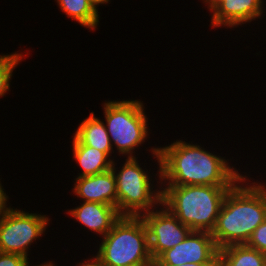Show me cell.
<instances>
[{
	"mask_svg": "<svg viewBox=\"0 0 266 266\" xmlns=\"http://www.w3.org/2000/svg\"><path fill=\"white\" fill-rule=\"evenodd\" d=\"M73 137L81 144L103 151L108 156L111 153L113 145L111 144L112 141H110L105 124L100 119L94 117L92 112L87 119L82 121Z\"/></svg>",
	"mask_w": 266,
	"mask_h": 266,
	"instance_id": "cell-13",
	"label": "cell"
},
{
	"mask_svg": "<svg viewBox=\"0 0 266 266\" xmlns=\"http://www.w3.org/2000/svg\"><path fill=\"white\" fill-rule=\"evenodd\" d=\"M89 262L81 263L82 265L79 264V266H104L96 257L94 260H88Z\"/></svg>",
	"mask_w": 266,
	"mask_h": 266,
	"instance_id": "cell-22",
	"label": "cell"
},
{
	"mask_svg": "<svg viewBox=\"0 0 266 266\" xmlns=\"http://www.w3.org/2000/svg\"><path fill=\"white\" fill-rule=\"evenodd\" d=\"M153 266H218V263H203V264H198V263H187L184 265H153Z\"/></svg>",
	"mask_w": 266,
	"mask_h": 266,
	"instance_id": "cell-21",
	"label": "cell"
},
{
	"mask_svg": "<svg viewBox=\"0 0 266 266\" xmlns=\"http://www.w3.org/2000/svg\"><path fill=\"white\" fill-rule=\"evenodd\" d=\"M232 186L184 185L161 190V204L192 231L212 232Z\"/></svg>",
	"mask_w": 266,
	"mask_h": 266,
	"instance_id": "cell-3",
	"label": "cell"
},
{
	"mask_svg": "<svg viewBox=\"0 0 266 266\" xmlns=\"http://www.w3.org/2000/svg\"><path fill=\"white\" fill-rule=\"evenodd\" d=\"M218 252L210 232L191 231L181 243L163 252L153 265L218 263Z\"/></svg>",
	"mask_w": 266,
	"mask_h": 266,
	"instance_id": "cell-9",
	"label": "cell"
},
{
	"mask_svg": "<svg viewBox=\"0 0 266 266\" xmlns=\"http://www.w3.org/2000/svg\"><path fill=\"white\" fill-rule=\"evenodd\" d=\"M49 218L10 209L0 217V252L27 258L28 245L46 230Z\"/></svg>",
	"mask_w": 266,
	"mask_h": 266,
	"instance_id": "cell-7",
	"label": "cell"
},
{
	"mask_svg": "<svg viewBox=\"0 0 266 266\" xmlns=\"http://www.w3.org/2000/svg\"><path fill=\"white\" fill-rule=\"evenodd\" d=\"M264 188L261 184L241 187L236 183L230 188L211 232L219 250L246 244L254 230L266 220Z\"/></svg>",
	"mask_w": 266,
	"mask_h": 266,
	"instance_id": "cell-2",
	"label": "cell"
},
{
	"mask_svg": "<svg viewBox=\"0 0 266 266\" xmlns=\"http://www.w3.org/2000/svg\"><path fill=\"white\" fill-rule=\"evenodd\" d=\"M7 195L4 193L0 184V217L6 214L11 208L6 207Z\"/></svg>",
	"mask_w": 266,
	"mask_h": 266,
	"instance_id": "cell-20",
	"label": "cell"
},
{
	"mask_svg": "<svg viewBox=\"0 0 266 266\" xmlns=\"http://www.w3.org/2000/svg\"><path fill=\"white\" fill-rule=\"evenodd\" d=\"M218 266H266V254L246 244L229 245L219 250Z\"/></svg>",
	"mask_w": 266,
	"mask_h": 266,
	"instance_id": "cell-15",
	"label": "cell"
},
{
	"mask_svg": "<svg viewBox=\"0 0 266 266\" xmlns=\"http://www.w3.org/2000/svg\"><path fill=\"white\" fill-rule=\"evenodd\" d=\"M109 0H90V2L92 4H94L95 6L99 5V4H104V3H108Z\"/></svg>",
	"mask_w": 266,
	"mask_h": 266,
	"instance_id": "cell-24",
	"label": "cell"
},
{
	"mask_svg": "<svg viewBox=\"0 0 266 266\" xmlns=\"http://www.w3.org/2000/svg\"><path fill=\"white\" fill-rule=\"evenodd\" d=\"M262 0H223L214 10L211 25L236 26L261 16Z\"/></svg>",
	"mask_w": 266,
	"mask_h": 266,
	"instance_id": "cell-11",
	"label": "cell"
},
{
	"mask_svg": "<svg viewBox=\"0 0 266 266\" xmlns=\"http://www.w3.org/2000/svg\"><path fill=\"white\" fill-rule=\"evenodd\" d=\"M73 151L74 158L83 169V173L78 177L99 174L112 168L113 162L107 158L109 156L105 152L83 145L75 137Z\"/></svg>",
	"mask_w": 266,
	"mask_h": 266,
	"instance_id": "cell-14",
	"label": "cell"
},
{
	"mask_svg": "<svg viewBox=\"0 0 266 266\" xmlns=\"http://www.w3.org/2000/svg\"><path fill=\"white\" fill-rule=\"evenodd\" d=\"M74 193L86 202H97L117 208L116 179L112 169L76 179Z\"/></svg>",
	"mask_w": 266,
	"mask_h": 266,
	"instance_id": "cell-10",
	"label": "cell"
},
{
	"mask_svg": "<svg viewBox=\"0 0 266 266\" xmlns=\"http://www.w3.org/2000/svg\"><path fill=\"white\" fill-rule=\"evenodd\" d=\"M223 0H205V2L209 3V9L214 10Z\"/></svg>",
	"mask_w": 266,
	"mask_h": 266,
	"instance_id": "cell-23",
	"label": "cell"
},
{
	"mask_svg": "<svg viewBox=\"0 0 266 266\" xmlns=\"http://www.w3.org/2000/svg\"><path fill=\"white\" fill-rule=\"evenodd\" d=\"M140 215L147 231L150 254L155 261L163 252L181 243L192 231L187 225L182 224L168 209L153 210Z\"/></svg>",
	"mask_w": 266,
	"mask_h": 266,
	"instance_id": "cell-8",
	"label": "cell"
},
{
	"mask_svg": "<svg viewBox=\"0 0 266 266\" xmlns=\"http://www.w3.org/2000/svg\"><path fill=\"white\" fill-rule=\"evenodd\" d=\"M96 258L104 266H153L141 216H121L103 237Z\"/></svg>",
	"mask_w": 266,
	"mask_h": 266,
	"instance_id": "cell-4",
	"label": "cell"
},
{
	"mask_svg": "<svg viewBox=\"0 0 266 266\" xmlns=\"http://www.w3.org/2000/svg\"><path fill=\"white\" fill-rule=\"evenodd\" d=\"M20 60H22V55L17 53L0 56V96H4L5 92L8 91L13 69Z\"/></svg>",
	"mask_w": 266,
	"mask_h": 266,
	"instance_id": "cell-17",
	"label": "cell"
},
{
	"mask_svg": "<svg viewBox=\"0 0 266 266\" xmlns=\"http://www.w3.org/2000/svg\"><path fill=\"white\" fill-rule=\"evenodd\" d=\"M246 245L266 254V220L254 230Z\"/></svg>",
	"mask_w": 266,
	"mask_h": 266,
	"instance_id": "cell-18",
	"label": "cell"
},
{
	"mask_svg": "<svg viewBox=\"0 0 266 266\" xmlns=\"http://www.w3.org/2000/svg\"><path fill=\"white\" fill-rule=\"evenodd\" d=\"M27 266H28V265H27ZM37 266H39V265H37ZM40 266H54V265H53L52 263L49 262V264H48V263H47V264H43V265L41 264Z\"/></svg>",
	"mask_w": 266,
	"mask_h": 266,
	"instance_id": "cell-25",
	"label": "cell"
},
{
	"mask_svg": "<svg viewBox=\"0 0 266 266\" xmlns=\"http://www.w3.org/2000/svg\"><path fill=\"white\" fill-rule=\"evenodd\" d=\"M143 104L134 101H110L104 105L106 130L120 154H130L147 137V120Z\"/></svg>",
	"mask_w": 266,
	"mask_h": 266,
	"instance_id": "cell-5",
	"label": "cell"
},
{
	"mask_svg": "<svg viewBox=\"0 0 266 266\" xmlns=\"http://www.w3.org/2000/svg\"><path fill=\"white\" fill-rule=\"evenodd\" d=\"M201 148L180 140L152 149L159 162V177L170 180L169 186H233L246 179L229 167L225 159Z\"/></svg>",
	"mask_w": 266,
	"mask_h": 266,
	"instance_id": "cell-1",
	"label": "cell"
},
{
	"mask_svg": "<svg viewBox=\"0 0 266 266\" xmlns=\"http://www.w3.org/2000/svg\"><path fill=\"white\" fill-rule=\"evenodd\" d=\"M68 213L90 230L103 236L112 229L113 224L121 217L114 206L86 201L81 206L69 210Z\"/></svg>",
	"mask_w": 266,
	"mask_h": 266,
	"instance_id": "cell-12",
	"label": "cell"
},
{
	"mask_svg": "<svg viewBox=\"0 0 266 266\" xmlns=\"http://www.w3.org/2000/svg\"><path fill=\"white\" fill-rule=\"evenodd\" d=\"M62 11L82 26L95 29L98 20L97 7L90 0H57Z\"/></svg>",
	"mask_w": 266,
	"mask_h": 266,
	"instance_id": "cell-16",
	"label": "cell"
},
{
	"mask_svg": "<svg viewBox=\"0 0 266 266\" xmlns=\"http://www.w3.org/2000/svg\"><path fill=\"white\" fill-rule=\"evenodd\" d=\"M27 259L29 258L19 254L0 252V266H27L29 265Z\"/></svg>",
	"mask_w": 266,
	"mask_h": 266,
	"instance_id": "cell-19",
	"label": "cell"
},
{
	"mask_svg": "<svg viewBox=\"0 0 266 266\" xmlns=\"http://www.w3.org/2000/svg\"><path fill=\"white\" fill-rule=\"evenodd\" d=\"M113 165L115 164L112 163L111 169L116 179L117 211L121 216H140L141 210L147 213L155 202L161 204V191L153 194L149 177L135 157H128L116 175Z\"/></svg>",
	"mask_w": 266,
	"mask_h": 266,
	"instance_id": "cell-6",
	"label": "cell"
}]
</instances>
